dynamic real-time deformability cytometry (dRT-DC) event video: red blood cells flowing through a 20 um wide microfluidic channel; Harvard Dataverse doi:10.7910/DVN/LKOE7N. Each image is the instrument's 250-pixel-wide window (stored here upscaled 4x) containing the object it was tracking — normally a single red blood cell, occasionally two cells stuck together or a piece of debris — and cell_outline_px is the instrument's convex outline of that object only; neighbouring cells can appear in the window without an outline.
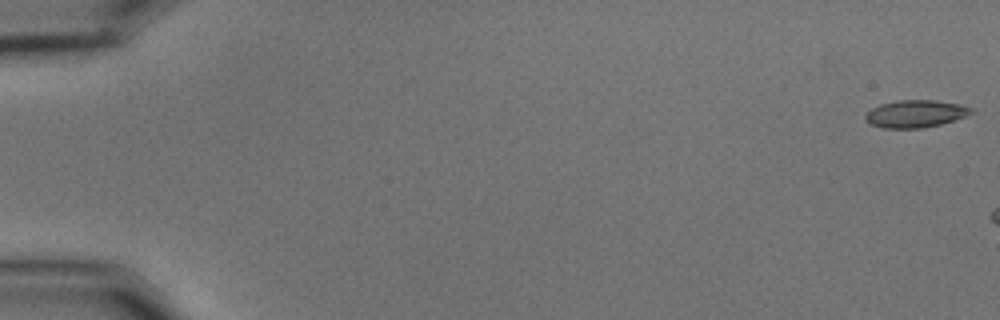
{"species": "common noctule bat (a hibernating species)", "species_latin": "Nyctalus noctula", "temperature_condition": "cold", "stored_images_in_passage": 7, "camera_frame_rate_fps": 3000, "um_per_image_px": 0.085, "animal": {"sex": "male", "body_mass_g": 15.6}, "frame": {"image": 1, "passage_image": 1, "time_ms": 0.0, "image_size_px": [1000, 320], "cell_outline_px": [[976, 112], [940, 124], [924, 128], [884, 128], [872, 124], [864, 120], [864, 116], [872, 108], [880, 104], [896, 100], [936, 100], [960, 104], [972, 108]], "centroid_in_image_um": [77.81, 9.66], "position_along_channel_um": 7.2, "area_um2": 16.88}}